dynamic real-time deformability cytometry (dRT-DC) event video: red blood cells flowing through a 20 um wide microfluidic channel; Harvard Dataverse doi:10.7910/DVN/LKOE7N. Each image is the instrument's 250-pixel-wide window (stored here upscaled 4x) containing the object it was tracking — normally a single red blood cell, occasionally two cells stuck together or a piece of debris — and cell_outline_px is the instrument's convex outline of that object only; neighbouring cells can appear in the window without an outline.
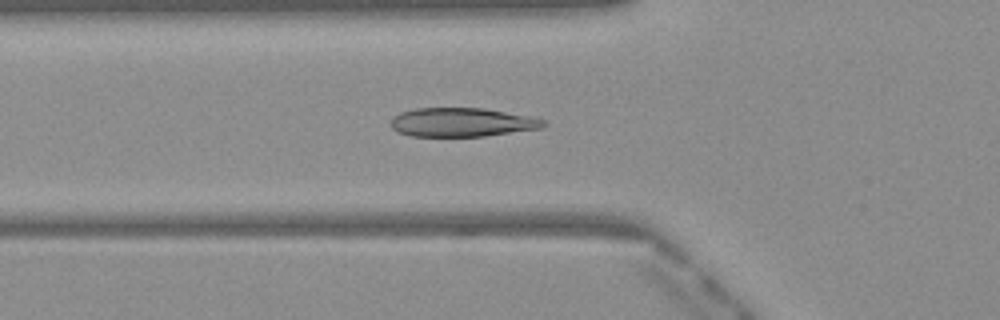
{"species": "Egyptian fruit bat (a non-hibernating species)", "species_latin": "Rousettus aegyptiacus", "temperature_condition": "warm", "stored_images_in_passage": 35, "camera_frame_rate_fps": 3000, "um_per_image_px": 0.085, "frame": {"image": 1, "passage_image": 3, "time_ms": 0.667, "image_size_px": [1000, 320], "cell_outline_px": [[548, 124], [544, 128], [484, 136], [412, 136], [400, 132], [392, 128], [392, 116], [400, 112], [416, 108], [484, 108], [536, 116], [544, 120]], "centroid_in_image_um": [39.35, 10.38], "position_along_channel_um": 86.4, "area_um2": 25.95}}
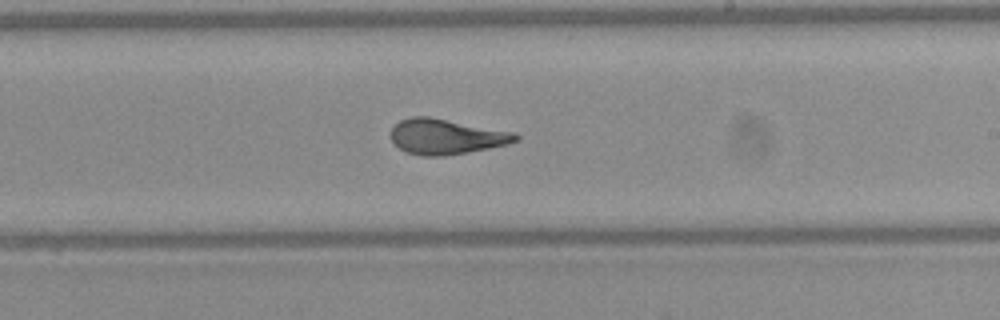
{"frame": {"image": 2, "passage_image": 15, "time_ms": 4.667, "image_size_px": [1000, 320], "cell_outline_px": [[520, 136], [516, 140], [508, 144], [488, 148], [444, 156], [420, 156], [404, 152], [392, 140], [392, 128], [400, 120], [412, 116], [428, 116], [516, 132]], "centroid_in_image_um": [37.93, 11.61], "position_along_channel_um": 251.1, "area_um2": 25.61}}
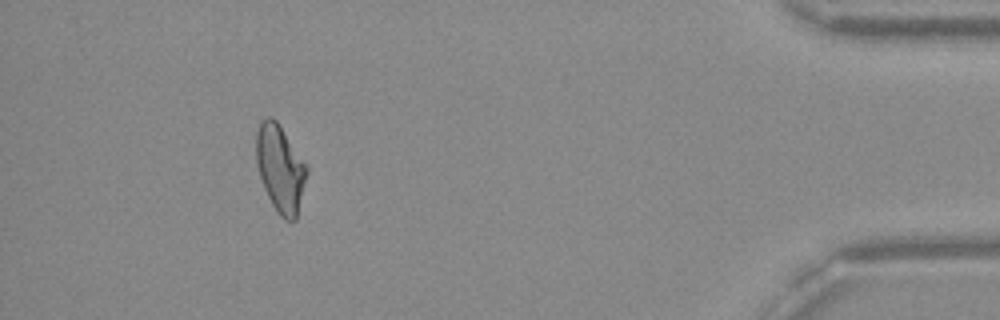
{"frame": {"image": 3, "passage_image": 31, "time_ms": 10.0, "image_size_px": [1000, 320], "cell_outline_px": [[308, 172], [296, 220], [284, 220], [276, 212], [264, 188], [256, 164], [256, 132], [260, 120], [268, 116], [272, 116], [276, 120], [308, 168]], "centroid_in_image_um": [23.8, 14.33], "position_along_channel_um": 411.4, "area_um2": 25.55}, "authors_computed_cell_mechanics": {"area_um2": 25.4898, "velocity_mm_per_s": 4.0875, "shape_relaxation_time_tau1_ms": 5.0787, "shape_relaxation_time_tau2_ms": 0.8048, "deformation_change_tau1": 0.1904, "deformation_change_tau2": 0.067}}